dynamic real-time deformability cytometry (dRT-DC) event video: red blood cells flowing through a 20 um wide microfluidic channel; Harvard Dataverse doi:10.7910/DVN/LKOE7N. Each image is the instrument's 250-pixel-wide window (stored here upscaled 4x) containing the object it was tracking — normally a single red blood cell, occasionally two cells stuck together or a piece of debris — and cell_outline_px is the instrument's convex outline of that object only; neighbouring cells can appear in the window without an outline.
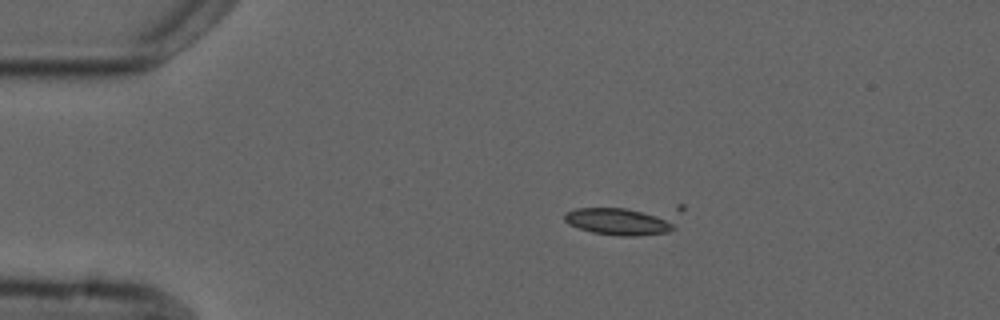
{"species": "common noctule bat (a hibernating species)", "species_latin": "Nyctalus noctula", "temperature_condition": "cold", "stored_images_in_passage": 3, "camera_frame_rate_fps": 3000, "um_per_image_px": 0.085, "animal": {"sex": "male", "forearm_length_mm": 52.5}, "frame": {"image": 1, "passage_image": 1, "time_ms": 0.0, "image_size_px": [1000, 320], "cell_outline_px": [[684, 208], [676, 228], [668, 232], [640, 236], [620, 236], [592, 232], [568, 224], [564, 220], [564, 212], [576, 208], [676, 204], [684, 204]], "centroid_in_image_um": [53.26, 18.64], "position_along_channel_um": 31.7, "area_um2": 21.79}}